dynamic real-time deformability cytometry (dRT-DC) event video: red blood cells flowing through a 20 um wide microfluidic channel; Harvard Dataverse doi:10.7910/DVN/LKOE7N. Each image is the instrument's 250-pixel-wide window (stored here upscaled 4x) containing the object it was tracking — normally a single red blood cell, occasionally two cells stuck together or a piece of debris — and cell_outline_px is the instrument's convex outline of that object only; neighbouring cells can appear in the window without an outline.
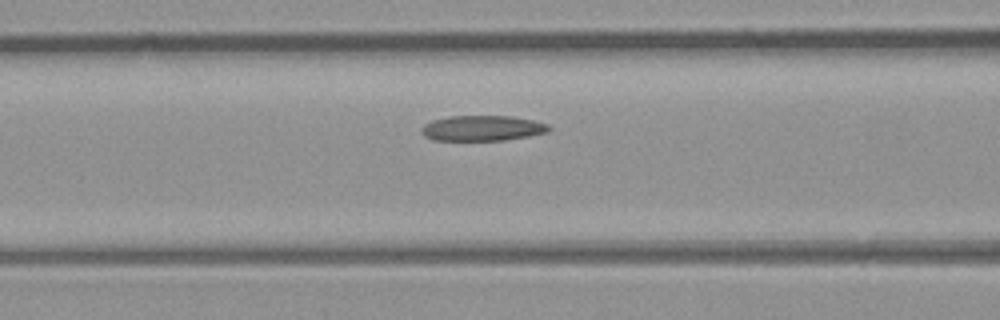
{"species": "common noctule bat (a hibernating species)", "species_latin": "Nyctalus noctula", "temperature_condition": "room temperature", "stored_images_in_passage": 8, "camera_frame_rate_fps": 3000, "um_per_image_px": 0.085, "animal": {"sex": "male", "body_mass_g": 23.1, "forearm_length_mm": 52.7}, "frame": {"image": 1, "passage_image": 6, "time_ms": 1.667, "image_size_px": [1000, 320], "cell_outline_px": [[552, 128], [548, 132], [528, 136], [504, 140], [432, 140], [424, 136], [420, 132], [420, 128], [424, 124], [432, 120], [448, 116], [512, 116], [532, 120], [548, 124]], "centroid_in_image_um": [40.97, 10.89], "position_along_channel_um": 125.6, "area_um2": 18.96}}